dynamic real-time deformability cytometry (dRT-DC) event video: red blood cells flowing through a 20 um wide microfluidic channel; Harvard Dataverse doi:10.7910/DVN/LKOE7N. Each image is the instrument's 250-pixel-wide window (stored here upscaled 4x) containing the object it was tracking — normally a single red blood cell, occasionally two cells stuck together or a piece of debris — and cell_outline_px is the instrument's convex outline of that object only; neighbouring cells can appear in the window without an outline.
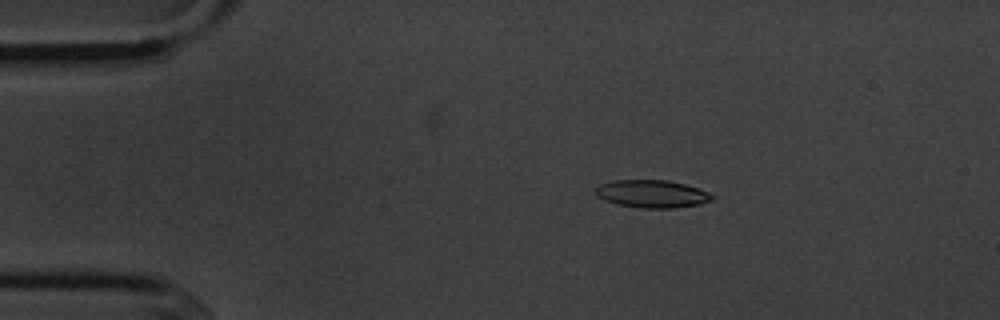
{"species": "common noctule bat (a hibernating species)", "species_latin": "Nyctalus noctula", "temperature_condition": "cold", "stored_images_in_passage": 5, "camera_frame_rate_fps": 3000, "um_per_image_px": 0.085, "animal": {"sex": "male", "body_mass_g": 20.1, "forearm_length_mm": 53.5}, "frame": {"image": 1, "passage_image": 3, "time_ms": 2.667, "image_size_px": [1000, 320], "cell_outline_px": [[716, 196], [712, 200], [700, 204], [672, 208], [640, 208], [616, 204], [604, 200], [596, 196], [596, 188], [600, 184], [612, 180], [668, 180], [684, 184], [708, 192]], "centroid_in_image_um": [55.4, 16.48], "position_along_channel_um": 29.6, "area_um2": 18.84}}